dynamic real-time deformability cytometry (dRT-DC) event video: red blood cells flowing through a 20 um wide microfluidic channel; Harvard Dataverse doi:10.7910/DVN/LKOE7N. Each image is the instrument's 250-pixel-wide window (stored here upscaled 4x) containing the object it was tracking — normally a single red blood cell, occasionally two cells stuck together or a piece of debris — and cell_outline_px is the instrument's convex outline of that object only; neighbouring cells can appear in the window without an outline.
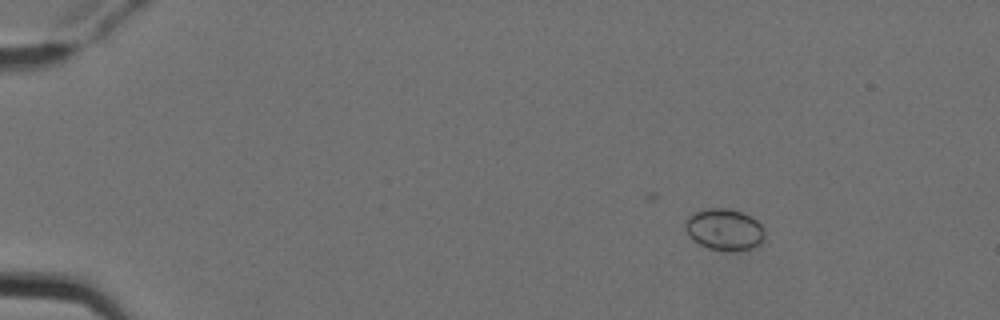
{"species": "Egyptian fruit bat (a non-hibernating species)", "species_latin": "Rousettus aegyptiacus", "temperature_condition": "cold", "stored_images_in_passage": 7, "camera_frame_rate_fps": 3000, "um_per_image_px": 0.085, "animal": {"sex": "female"}, "frame": {"image": 1, "passage_image": 1, "time_ms": 0.0, "image_size_px": [1000, 320], "cell_outline_px": [[764, 236], [760, 244], [756, 248], [708, 248], [692, 240], [688, 236], [684, 228], [684, 224], [688, 216], [692, 212], [708, 208], [728, 208], [744, 212], [752, 216], [764, 228]], "centroid_in_image_um": [61.54, 19.45], "position_along_channel_um": 23.5, "area_um2": 19.07}}